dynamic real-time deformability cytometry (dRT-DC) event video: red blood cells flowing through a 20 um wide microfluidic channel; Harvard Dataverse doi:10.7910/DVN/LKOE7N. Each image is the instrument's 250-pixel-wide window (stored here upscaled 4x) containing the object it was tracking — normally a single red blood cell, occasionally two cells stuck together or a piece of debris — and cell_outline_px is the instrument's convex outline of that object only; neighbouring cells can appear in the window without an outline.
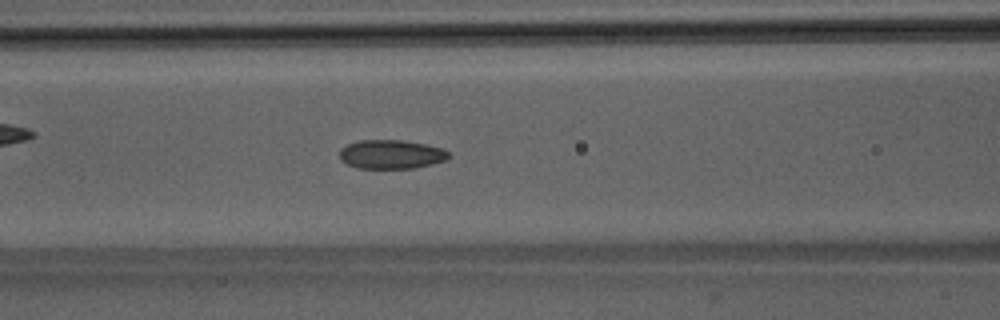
{"species": "Egyptian fruit bat (a non-hibernating species)", "species_latin": "Rousettus aegyptiacus", "temperature_condition": "room temperature", "stored_images_in_passage": 14, "camera_frame_rate_fps": 3000, "um_per_image_px": 0.085, "animal": {"sex": "male"}, "frame": {"image": 1, "passage_image": 7, "time_ms": 2.0, "image_size_px": [1000, 320], "cell_outline_px": [[452, 156], [444, 160], [432, 164], [416, 168], [356, 168], [344, 164], [340, 160], [340, 148], [348, 144], [360, 140], [404, 140], [428, 144], [444, 148]], "centroid_in_image_um": [33.26, 13.11], "position_along_channel_um": 133.3, "area_um2": 18.73}}